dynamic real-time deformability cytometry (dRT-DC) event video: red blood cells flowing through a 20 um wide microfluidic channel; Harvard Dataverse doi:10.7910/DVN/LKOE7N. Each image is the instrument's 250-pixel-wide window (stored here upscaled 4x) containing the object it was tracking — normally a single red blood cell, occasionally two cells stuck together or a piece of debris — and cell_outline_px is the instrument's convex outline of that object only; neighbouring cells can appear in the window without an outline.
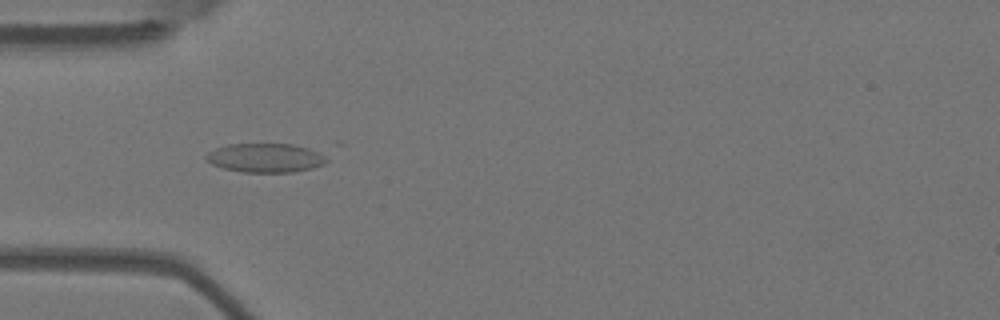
{"species": "Egyptian fruit bat (a non-hibernating species)", "species_latin": "Rousettus aegyptiacus", "temperature_condition": "warm", "stored_images_in_passage": 6, "camera_frame_rate_fps": 3000, "um_per_image_px": 0.085, "animal": {"sex": "female"}, "frame": {"image": 1, "passage_image": 5, "time_ms": 1.333, "image_size_px": [1000, 320], "cell_outline_px": [[328, 160], [324, 164], [312, 168], [292, 172], [244, 172], [224, 168], [212, 164], [204, 156], [208, 152], [216, 148], [228, 144], [292, 144], [328, 152]], "centroid_in_image_um": [22.66, 13.4], "position_along_channel_um": 62.3, "area_um2": 20.63}}
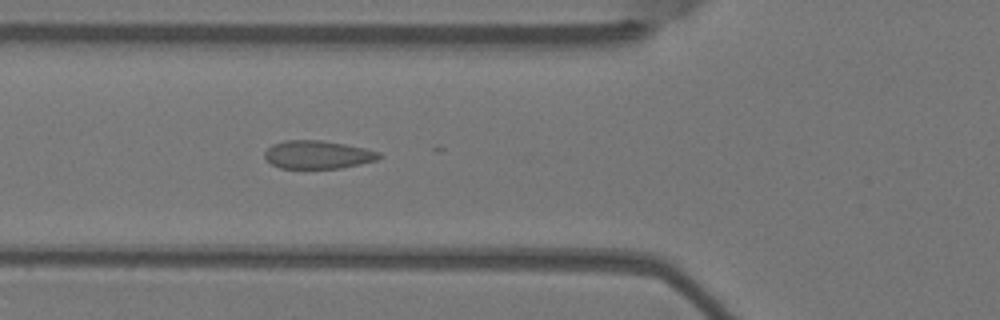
{"frame": {"image": 2, "passage_image": 6, "time_ms": 1.667, "image_size_px": [1000, 320], "cell_outline_px": [[384, 156], [376, 160], [360, 164], [340, 168], [280, 168], [272, 164], [264, 156], [264, 152], [272, 144], [284, 140], [320, 140], [344, 144], [364, 148], [380, 152]], "centroid_in_image_um": [27.01, 13.14], "position_along_channel_um": 98.8, "area_um2": 18.73}}